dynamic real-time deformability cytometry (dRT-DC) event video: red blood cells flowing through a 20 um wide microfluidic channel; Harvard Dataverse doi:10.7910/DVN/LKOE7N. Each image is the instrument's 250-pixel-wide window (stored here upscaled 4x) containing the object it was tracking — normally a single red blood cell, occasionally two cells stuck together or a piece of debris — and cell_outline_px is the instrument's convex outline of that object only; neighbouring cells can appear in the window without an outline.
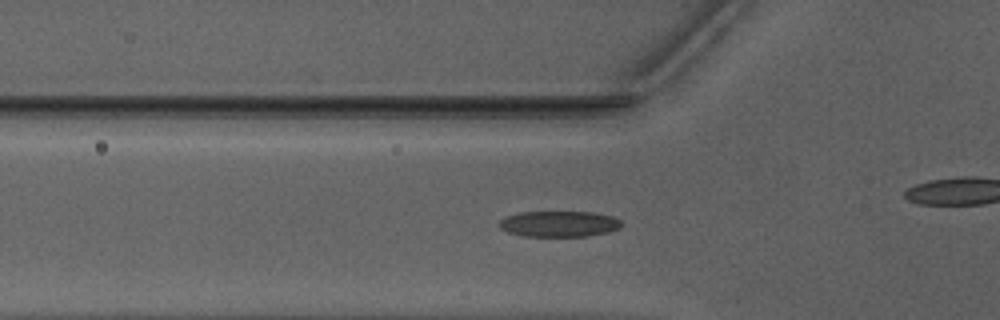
{"species": "Egyptian fruit bat (a non-hibernating species)", "species_latin": "Rousettus aegyptiacus", "temperature_condition": "warm", "stored_images_in_passage": 51, "camera_frame_rate_fps": 3000, "um_per_image_px": 0.085, "animal": {"sex": "male"}, "frame": {"image": 1, "passage_image": 18, "time_ms": 5.667, "image_size_px": [1000, 320], "cell_outline_px": [[620, 228], [608, 232], [588, 236], [524, 236], [508, 232], [500, 228], [496, 224], [504, 216], [520, 212], [596, 212], [612, 216], [620, 220]], "centroid_in_image_um": [47.48, 19.02], "position_along_channel_um": 78.3, "area_um2": 18.55}}
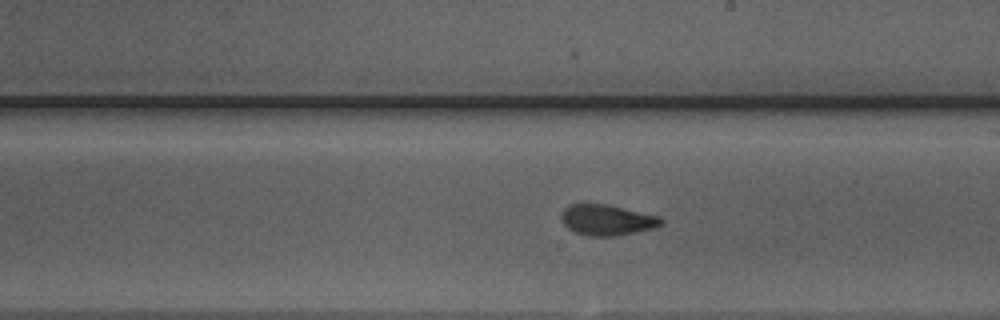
{"frame": {"image": 2, "passage_image": 30, "time_ms": 9.667, "image_size_px": [1000, 320], "cell_outline_px": [[664, 224], [652, 228], [636, 232], [612, 236], [588, 236], [576, 232], [568, 228], [560, 220], [560, 216], [564, 208], [572, 204], [608, 204], [660, 216], [664, 220]], "centroid_in_image_um": [51.6, 18.69], "position_along_channel_um": 237.4, "area_um2": 17.92}}
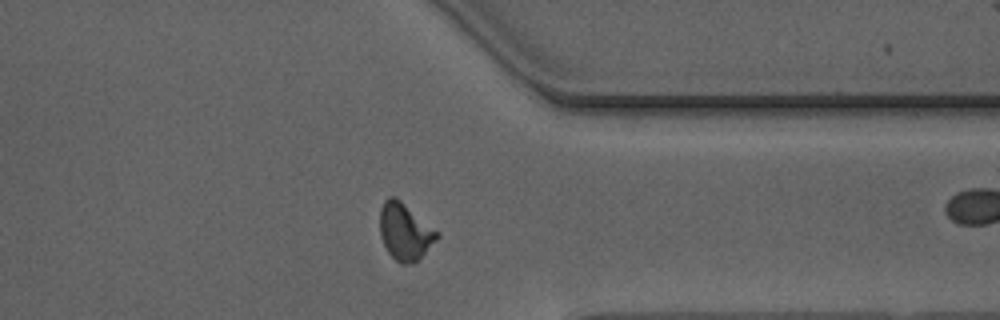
{"frame": {"image": 3, "passage_image": 41, "time_ms": 13.333, "image_size_px": [1000, 320], "cell_outline_px": [[440, 236], [412, 264], [400, 264], [388, 252], [380, 236], [380, 208], [384, 200], [388, 196], [396, 196], [440, 232]], "centroid_in_image_um": [34.41, 19.65], "position_along_channel_um": 377.0, "area_um2": 18.96}}